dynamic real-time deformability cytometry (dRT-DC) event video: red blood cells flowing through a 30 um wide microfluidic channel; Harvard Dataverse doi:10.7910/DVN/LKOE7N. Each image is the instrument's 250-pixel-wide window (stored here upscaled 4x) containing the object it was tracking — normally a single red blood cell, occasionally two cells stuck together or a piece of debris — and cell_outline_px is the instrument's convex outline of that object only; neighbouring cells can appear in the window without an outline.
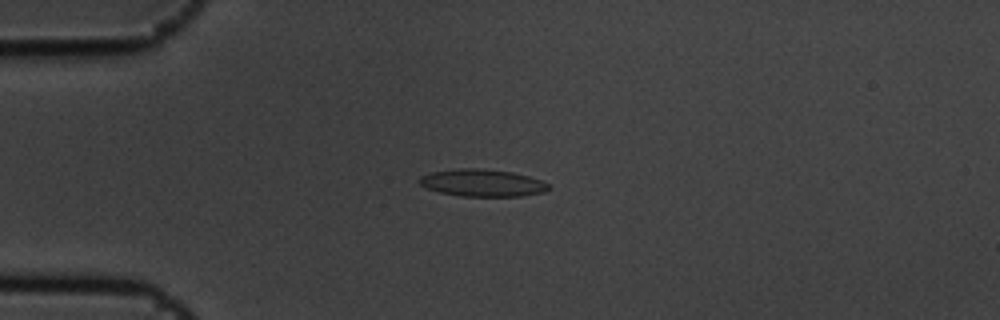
{"species": "common noctule bat (a hibernating species)", "species_latin": "Nyctalus noctula", "temperature_condition": "cold", "stored_images_in_passage": 14, "camera_frame_rate_fps": 3000, "um_per_image_px": 0.085, "animal": {"sex": "male", "body_mass_g": 19.5, "forearm_length_mm": 54.6}, "frame": {"image": 1, "passage_image": 3, "time_ms": 0.667, "image_size_px": [1000, 320], "cell_outline_px": [[552, 188], [544, 192], [524, 196], [460, 196], [440, 192], [428, 188], [420, 184], [420, 176], [432, 172], [460, 168], [476, 168], [512, 172], [528, 176], [540, 180], [548, 184]], "centroid_in_image_um": [41.03, 15.55], "position_along_channel_um": 44.0, "area_um2": 20.35}}
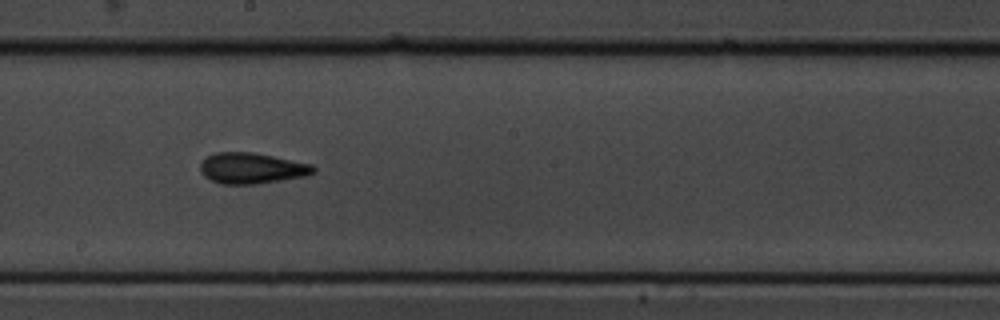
{"frame": {"image": 2, "passage_image": 8, "time_ms": 2.333, "image_size_px": [1000, 320], "cell_outline_px": [[316, 172], [308, 176], [256, 184], [220, 184], [204, 176], [200, 172], [200, 164], [208, 156], [216, 152], [252, 152], [312, 164], [316, 168]], "centroid_in_image_um": [21.42, 14.31], "position_along_channel_um": 226.8, "area_um2": 20.4}}
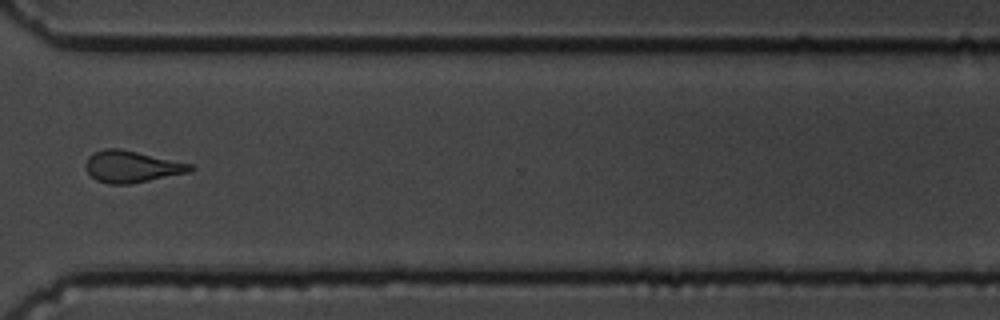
{"frame": {"image": 3, "passage_image": 11, "time_ms": 3.333, "image_size_px": [1000, 320], "cell_outline_px": [[196, 168], [192, 172], [132, 184], [108, 184], [96, 180], [84, 168], [84, 164], [88, 156], [96, 152], [108, 148], [120, 148], [192, 164]], "centroid_in_image_um": [11.22, 14.18], "position_along_channel_um": 359.4, "area_um2": 19.54}}